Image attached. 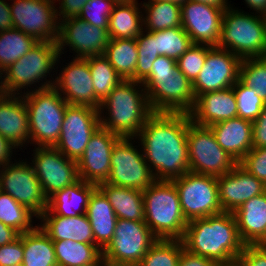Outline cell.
<instances>
[{
    "mask_svg": "<svg viewBox=\"0 0 266 266\" xmlns=\"http://www.w3.org/2000/svg\"><path fill=\"white\" fill-rule=\"evenodd\" d=\"M21 98L0 94V135L16 147L22 146L29 139L28 111Z\"/></svg>",
    "mask_w": 266,
    "mask_h": 266,
    "instance_id": "cell-26",
    "label": "cell"
},
{
    "mask_svg": "<svg viewBox=\"0 0 266 266\" xmlns=\"http://www.w3.org/2000/svg\"><path fill=\"white\" fill-rule=\"evenodd\" d=\"M185 249L216 264L239 258L242 242L233 213L222 212L188 221L182 239Z\"/></svg>",
    "mask_w": 266,
    "mask_h": 266,
    "instance_id": "cell-2",
    "label": "cell"
},
{
    "mask_svg": "<svg viewBox=\"0 0 266 266\" xmlns=\"http://www.w3.org/2000/svg\"><path fill=\"white\" fill-rule=\"evenodd\" d=\"M96 188L97 185L79 179L74 184L51 195L47 199V208L45 211H52L55 215L63 217H76L81 214H86L89 198ZM80 206L83 207L81 209L83 212H79Z\"/></svg>",
    "mask_w": 266,
    "mask_h": 266,
    "instance_id": "cell-29",
    "label": "cell"
},
{
    "mask_svg": "<svg viewBox=\"0 0 266 266\" xmlns=\"http://www.w3.org/2000/svg\"><path fill=\"white\" fill-rule=\"evenodd\" d=\"M220 205L224 212H235L244 202L266 192L265 184L239 163L217 178Z\"/></svg>",
    "mask_w": 266,
    "mask_h": 266,
    "instance_id": "cell-22",
    "label": "cell"
},
{
    "mask_svg": "<svg viewBox=\"0 0 266 266\" xmlns=\"http://www.w3.org/2000/svg\"><path fill=\"white\" fill-rule=\"evenodd\" d=\"M115 4L113 0H89L78 17L91 25L108 29L109 16Z\"/></svg>",
    "mask_w": 266,
    "mask_h": 266,
    "instance_id": "cell-45",
    "label": "cell"
},
{
    "mask_svg": "<svg viewBox=\"0 0 266 266\" xmlns=\"http://www.w3.org/2000/svg\"><path fill=\"white\" fill-rule=\"evenodd\" d=\"M131 138L122 137L111 152V171L106 183L144 191L156 179L144 155L132 146Z\"/></svg>",
    "mask_w": 266,
    "mask_h": 266,
    "instance_id": "cell-12",
    "label": "cell"
},
{
    "mask_svg": "<svg viewBox=\"0 0 266 266\" xmlns=\"http://www.w3.org/2000/svg\"><path fill=\"white\" fill-rule=\"evenodd\" d=\"M156 240L144 221L117 219L114 236L102 250V258L138 265Z\"/></svg>",
    "mask_w": 266,
    "mask_h": 266,
    "instance_id": "cell-13",
    "label": "cell"
},
{
    "mask_svg": "<svg viewBox=\"0 0 266 266\" xmlns=\"http://www.w3.org/2000/svg\"><path fill=\"white\" fill-rule=\"evenodd\" d=\"M239 259L244 266H266V244L245 245Z\"/></svg>",
    "mask_w": 266,
    "mask_h": 266,
    "instance_id": "cell-48",
    "label": "cell"
},
{
    "mask_svg": "<svg viewBox=\"0 0 266 266\" xmlns=\"http://www.w3.org/2000/svg\"><path fill=\"white\" fill-rule=\"evenodd\" d=\"M12 266H23L22 264L12 265Z\"/></svg>",
    "mask_w": 266,
    "mask_h": 266,
    "instance_id": "cell-62",
    "label": "cell"
},
{
    "mask_svg": "<svg viewBox=\"0 0 266 266\" xmlns=\"http://www.w3.org/2000/svg\"><path fill=\"white\" fill-rule=\"evenodd\" d=\"M101 266H138V265L131 263H118V262L108 261L107 259L102 258Z\"/></svg>",
    "mask_w": 266,
    "mask_h": 266,
    "instance_id": "cell-57",
    "label": "cell"
},
{
    "mask_svg": "<svg viewBox=\"0 0 266 266\" xmlns=\"http://www.w3.org/2000/svg\"><path fill=\"white\" fill-rule=\"evenodd\" d=\"M54 88L66 96L69 105L90 106L99 109L101 101L95 96L89 64L86 58H77L55 79Z\"/></svg>",
    "mask_w": 266,
    "mask_h": 266,
    "instance_id": "cell-21",
    "label": "cell"
},
{
    "mask_svg": "<svg viewBox=\"0 0 266 266\" xmlns=\"http://www.w3.org/2000/svg\"><path fill=\"white\" fill-rule=\"evenodd\" d=\"M217 266H244L239 258L217 264Z\"/></svg>",
    "mask_w": 266,
    "mask_h": 266,
    "instance_id": "cell-58",
    "label": "cell"
},
{
    "mask_svg": "<svg viewBox=\"0 0 266 266\" xmlns=\"http://www.w3.org/2000/svg\"><path fill=\"white\" fill-rule=\"evenodd\" d=\"M53 1L15 0L12 7L10 6L14 28L35 37L38 41L57 42L58 11L53 6Z\"/></svg>",
    "mask_w": 266,
    "mask_h": 266,
    "instance_id": "cell-14",
    "label": "cell"
},
{
    "mask_svg": "<svg viewBox=\"0 0 266 266\" xmlns=\"http://www.w3.org/2000/svg\"><path fill=\"white\" fill-rule=\"evenodd\" d=\"M115 3H124V2H129L133 0H113Z\"/></svg>",
    "mask_w": 266,
    "mask_h": 266,
    "instance_id": "cell-60",
    "label": "cell"
},
{
    "mask_svg": "<svg viewBox=\"0 0 266 266\" xmlns=\"http://www.w3.org/2000/svg\"><path fill=\"white\" fill-rule=\"evenodd\" d=\"M149 1H172V2L179 3L181 5L185 3L187 0H149Z\"/></svg>",
    "mask_w": 266,
    "mask_h": 266,
    "instance_id": "cell-59",
    "label": "cell"
},
{
    "mask_svg": "<svg viewBox=\"0 0 266 266\" xmlns=\"http://www.w3.org/2000/svg\"><path fill=\"white\" fill-rule=\"evenodd\" d=\"M140 82L122 80L101 102L99 111L107 107L110 118L100 117L101 127L120 137L138 136L141 128L154 113L145 92L140 94L134 87ZM102 118V119H101Z\"/></svg>",
    "mask_w": 266,
    "mask_h": 266,
    "instance_id": "cell-4",
    "label": "cell"
},
{
    "mask_svg": "<svg viewBox=\"0 0 266 266\" xmlns=\"http://www.w3.org/2000/svg\"><path fill=\"white\" fill-rule=\"evenodd\" d=\"M60 57L57 42L39 41L30 51L2 72L6 73L0 82L2 93L16 95L29 84L43 79Z\"/></svg>",
    "mask_w": 266,
    "mask_h": 266,
    "instance_id": "cell-10",
    "label": "cell"
},
{
    "mask_svg": "<svg viewBox=\"0 0 266 266\" xmlns=\"http://www.w3.org/2000/svg\"><path fill=\"white\" fill-rule=\"evenodd\" d=\"M39 217L45 221L40 228L52 241L72 240L95 244L91 223L86 214L63 217L55 215L52 211H44Z\"/></svg>",
    "mask_w": 266,
    "mask_h": 266,
    "instance_id": "cell-27",
    "label": "cell"
},
{
    "mask_svg": "<svg viewBox=\"0 0 266 266\" xmlns=\"http://www.w3.org/2000/svg\"><path fill=\"white\" fill-rule=\"evenodd\" d=\"M60 22L57 40L59 54L65 45L72 47L71 50H76L77 58L104 54L110 40L108 29L91 25L78 16Z\"/></svg>",
    "mask_w": 266,
    "mask_h": 266,
    "instance_id": "cell-19",
    "label": "cell"
},
{
    "mask_svg": "<svg viewBox=\"0 0 266 266\" xmlns=\"http://www.w3.org/2000/svg\"><path fill=\"white\" fill-rule=\"evenodd\" d=\"M138 59L135 70V81L142 82L151 71L153 62L157 59L158 52L155 46V31H148L146 36L143 30L136 38Z\"/></svg>",
    "mask_w": 266,
    "mask_h": 266,
    "instance_id": "cell-43",
    "label": "cell"
},
{
    "mask_svg": "<svg viewBox=\"0 0 266 266\" xmlns=\"http://www.w3.org/2000/svg\"><path fill=\"white\" fill-rule=\"evenodd\" d=\"M144 222L157 239L182 240L188 221L172 180H156L142 191Z\"/></svg>",
    "mask_w": 266,
    "mask_h": 266,
    "instance_id": "cell-5",
    "label": "cell"
},
{
    "mask_svg": "<svg viewBox=\"0 0 266 266\" xmlns=\"http://www.w3.org/2000/svg\"><path fill=\"white\" fill-rule=\"evenodd\" d=\"M23 249V266H58L53 241L39 226L23 233Z\"/></svg>",
    "mask_w": 266,
    "mask_h": 266,
    "instance_id": "cell-32",
    "label": "cell"
},
{
    "mask_svg": "<svg viewBox=\"0 0 266 266\" xmlns=\"http://www.w3.org/2000/svg\"><path fill=\"white\" fill-rule=\"evenodd\" d=\"M138 9L136 0L114 5L108 23L111 39L137 38L143 30L140 24L143 19Z\"/></svg>",
    "mask_w": 266,
    "mask_h": 266,
    "instance_id": "cell-31",
    "label": "cell"
},
{
    "mask_svg": "<svg viewBox=\"0 0 266 266\" xmlns=\"http://www.w3.org/2000/svg\"><path fill=\"white\" fill-rule=\"evenodd\" d=\"M189 115L195 124L208 127L237 117L233 87L199 95Z\"/></svg>",
    "mask_w": 266,
    "mask_h": 266,
    "instance_id": "cell-23",
    "label": "cell"
},
{
    "mask_svg": "<svg viewBox=\"0 0 266 266\" xmlns=\"http://www.w3.org/2000/svg\"><path fill=\"white\" fill-rule=\"evenodd\" d=\"M241 61L231 51L212 46L207 52L204 66L192 82L195 98L232 87L239 80Z\"/></svg>",
    "mask_w": 266,
    "mask_h": 266,
    "instance_id": "cell-15",
    "label": "cell"
},
{
    "mask_svg": "<svg viewBox=\"0 0 266 266\" xmlns=\"http://www.w3.org/2000/svg\"><path fill=\"white\" fill-rule=\"evenodd\" d=\"M192 45L191 38L182 27L155 31L156 52L160 56L177 60Z\"/></svg>",
    "mask_w": 266,
    "mask_h": 266,
    "instance_id": "cell-39",
    "label": "cell"
},
{
    "mask_svg": "<svg viewBox=\"0 0 266 266\" xmlns=\"http://www.w3.org/2000/svg\"><path fill=\"white\" fill-rule=\"evenodd\" d=\"M217 47L232 51L241 59L266 57L265 16L246 15L227 7Z\"/></svg>",
    "mask_w": 266,
    "mask_h": 266,
    "instance_id": "cell-7",
    "label": "cell"
},
{
    "mask_svg": "<svg viewBox=\"0 0 266 266\" xmlns=\"http://www.w3.org/2000/svg\"><path fill=\"white\" fill-rule=\"evenodd\" d=\"M14 28L10 5L0 0V32Z\"/></svg>",
    "mask_w": 266,
    "mask_h": 266,
    "instance_id": "cell-52",
    "label": "cell"
},
{
    "mask_svg": "<svg viewBox=\"0 0 266 266\" xmlns=\"http://www.w3.org/2000/svg\"><path fill=\"white\" fill-rule=\"evenodd\" d=\"M86 216L91 223L94 242L103 250L114 236L118 218L108 198L98 187L89 198Z\"/></svg>",
    "mask_w": 266,
    "mask_h": 266,
    "instance_id": "cell-28",
    "label": "cell"
},
{
    "mask_svg": "<svg viewBox=\"0 0 266 266\" xmlns=\"http://www.w3.org/2000/svg\"><path fill=\"white\" fill-rule=\"evenodd\" d=\"M86 59L90 68L95 96L102 102L123 79L103 55L89 56Z\"/></svg>",
    "mask_w": 266,
    "mask_h": 266,
    "instance_id": "cell-37",
    "label": "cell"
},
{
    "mask_svg": "<svg viewBox=\"0 0 266 266\" xmlns=\"http://www.w3.org/2000/svg\"><path fill=\"white\" fill-rule=\"evenodd\" d=\"M188 113L154 112L139 132L144 158L156 180H172L190 171L187 143Z\"/></svg>",
    "mask_w": 266,
    "mask_h": 266,
    "instance_id": "cell-1",
    "label": "cell"
},
{
    "mask_svg": "<svg viewBox=\"0 0 266 266\" xmlns=\"http://www.w3.org/2000/svg\"><path fill=\"white\" fill-rule=\"evenodd\" d=\"M47 82L23 97L28 111L29 138L39 147H54L58 143L69 105L53 87L54 81Z\"/></svg>",
    "mask_w": 266,
    "mask_h": 266,
    "instance_id": "cell-6",
    "label": "cell"
},
{
    "mask_svg": "<svg viewBox=\"0 0 266 266\" xmlns=\"http://www.w3.org/2000/svg\"><path fill=\"white\" fill-rule=\"evenodd\" d=\"M250 8L255 9L260 15H266V0H245Z\"/></svg>",
    "mask_w": 266,
    "mask_h": 266,
    "instance_id": "cell-55",
    "label": "cell"
},
{
    "mask_svg": "<svg viewBox=\"0 0 266 266\" xmlns=\"http://www.w3.org/2000/svg\"><path fill=\"white\" fill-rule=\"evenodd\" d=\"M184 248L182 240L157 239L138 266H178Z\"/></svg>",
    "mask_w": 266,
    "mask_h": 266,
    "instance_id": "cell-40",
    "label": "cell"
},
{
    "mask_svg": "<svg viewBox=\"0 0 266 266\" xmlns=\"http://www.w3.org/2000/svg\"><path fill=\"white\" fill-rule=\"evenodd\" d=\"M172 181L187 221L224 212L219 201L216 177L189 171Z\"/></svg>",
    "mask_w": 266,
    "mask_h": 266,
    "instance_id": "cell-9",
    "label": "cell"
},
{
    "mask_svg": "<svg viewBox=\"0 0 266 266\" xmlns=\"http://www.w3.org/2000/svg\"><path fill=\"white\" fill-rule=\"evenodd\" d=\"M108 198L118 219L144 221V197L140 190L110 183L97 186Z\"/></svg>",
    "mask_w": 266,
    "mask_h": 266,
    "instance_id": "cell-30",
    "label": "cell"
},
{
    "mask_svg": "<svg viewBox=\"0 0 266 266\" xmlns=\"http://www.w3.org/2000/svg\"><path fill=\"white\" fill-rule=\"evenodd\" d=\"M232 87L237 100L238 117L254 122L264 108L265 102L252 87L240 79Z\"/></svg>",
    "mask_w": 266,
    "mask_h": 266,
    "instance_id": "cell-42",
    "label": "cell"
},
{
    "mask_svg": "<svg viewBox=\"0 0 266 266\" xmlns=\"http://www.w3.org/2000/svg\"><path fill=\"white\" fill-rule=\"evenodd\" d=\"M192 1L212 4V5H215L217 7H228L226 4L227 0H192Z\"/></svg>",
    "mask_w": 266,
    "mask_h": 266,
    "instance_id": "cell-56",
    "label": "cell"
},
{
    "mask_svg": "<svg viewBox=\"0 0 266 266\" xmlns=\"http://www.w3.org/2000/svg\"><path fill=\"white\" fill-rule=\"evenodd\" d=\"M12 148L14 149L15 146L6 138L0 135V166H6L7 164H9Z\"/></svg>",
    "mask_w": 266,
    "mask_h": 266,
    "instance_id": "cell-54",
    "label": "cell"
},
{
    "mask_svg": "<svg viewBox=\"0 0 266 266\" xmlns=\"http://www.w3.org/2000/svg\"><path fill=\"white\" fill-rule=\"evenodd\" d=\"M141 83L153 112L189 114L194 108L192 83L177 68L173 58L158 56L150 74Z\"/></svg>",
    "mask_w": 266,
    "mask_h": 266,
    "instance_id": "cell-3",
    "label": "cell"
},
{
    "mask_svg": "<svg viewBox=\"0 0 266 266\" xmlns=\"http://www.w3.org/2000/svg\"><path fill=\"white\" fill-rule=\"evenodd\" d=\"M217 143L237 163L252 149V122L234 117L209 126Z\"/></svg>",
    "mask_w": 266,
    "mask_h": 266,
    "instance_id": "cell-25",
    "label": "cell"
},
{
    "mask_svg": "<svg viewBox=\"0 0 266 266\" xmlns=\"http://www.w3.org/2000/svg\"><path fill=\"white\" fill-rule=\"evenodd\" d=\"M239 79L266 103V57L242 59Z\"/></svg>",
    "mask_w": 266,
    "mask_h": 266,
    "instance_id": "cell-41",
    "label": "cell"
},
{
    "mask_svg": "<svg viewBox=\"0 0 266 266\" xmlns=\"http://www.w3.org/2000/svg\"><path fill=\"white\" fill-rule=\"evenodd\" d=\"M89 0H62L61 8L59 16H63V19H67L70 17H77L83 10L84 4H86Z\"/></svg>",
    "mask_w": 266,
    "mask_h": 266,
    "instance_id": "cell-51",
    "label": "cell"
},
{
    "mask_svg": "<svg viewBox=\"0 0 266 266\" xmlns=\"http://www.w3.org/2000/svg\"><path fill=\"white\" fill-rule=\"evenodd\" d=\"M39 41L19 29L0 32V74L9 65L26 55Z\"/></svg>",
    "mask_w": 266,
    "mask_h": 266,
    "instance_id": "cell-35",
    "label": "cell"
},
{
    "mask_svg": "<svg viewBox=\"0 0 266 266\" xmlns=\"http://www.w3.org/2000/svg\"><path fill=\"white\" fill-rule=\"evenodd\" d=\"M143 6L148 11V15L143 19V22H145L143 24L146 25L148 31L181 27L182 14L179 3L172 1H150L144 3Z\"/></svg>",
    "mask_w": 266,
    "mask_h": 266,
    "instance_id": "cell-36",
    "label": "cell"
},
{
    "mask_svg": "<svg viewBox=\"0 0 266 266\" xmlns=\"http://www.w3.org/2000/svg\"><path fill=\"white\" fill-rule=\"evenodd\" d=\"M212 46L193 44L182 56L176 60L177 68L192 83L204 66L208 50Z\"/></svg>",
    "mask_w": 266,
    "mask_h": 266,
    "instance_id": "cell-44",
    "label": "cell"
},
{
    "mask_svg": "<svg viewBox=\"0 0 266 266\" xmlns=\"http://www.w3.org/2000/svg\"><path fill=\"white\" fill-rule=\"evenodd\" d=\"M187 143L191 172L220 177L231 171L238 163L217 143L208 126L188 124Z\"/></svg>",
    "mask_w": 266,
    "mask_h": 266,
    "instance_id": "cell-8",
    "label": "cell"
},
{
    "mask_svg": "<svg viewBox=\"0 0 266 266\" xmlns=\"http://www.w3.org/2000/svg\"><path fill=\"white\" fill-rule=\"evenodd\" d=\"M226 8L187 0L181 4V27L187 32L193 44L217 46Z\"/></svg>",
    "mask_w": 266,
    "mask_h": 266,
    "instance_id": "cell-18",
    "label": "cell"
},
{
    "mask_svg": "<svg viewBox=\"0 0 266 266\" xmlns=\"http://www.w3.org/2000/svg\"><path fill=\"white\" fill-rule=\"evenodd\" d=\"M178 266H217V264L213 260L193 254L184 248Z\"/></svg>",
    "mask_w": 266,
    "mask_h": 266,
    "instance_id": "cell-50",
    "label": "cell"
},
{
    "mask_svg": "<svg viewBox=\"0 0 266 266\" xmlns=\"http://www.w3.org/2000/svg\"><path fill=\"white\" fill-rule=\"evenodd\" d=\"M99 109L90 106L68 105L65 109L61 134L54 146L70 160L78 161L91 136L101 126Z\"/></svg>",
    "mask_w": 266,
    "mask_h": 266,
    "instance_id": "cell-11",
    "label": "cell"
},
{
    "mask_svg": "<svg viewBox=\"0 0 266 266\" xmlns=\"http://www.w3.org/2000/svg\"><path fill=\"white\" fill-rule=\"evenodd\" d=\"M32 215L35 214L7 193L0 192V221L20 234L32 231Z\"/></svg>",
    "mask_w": 266,
    "mask_h": 266,
    "instance_id": "cell-38",
    "label": "cell"
},
{
    "mask_svg": "<svg viewBox=\"0 0 266 266\" xmlns=\"http://www.w3.org/2000/svg\"><path fill=\"white\" fill-rule=\"evenodd\" d=\"M23 253V234H20L14 241L0 246V266L22 264Z\"/></svg>",
    "mask_w": 266,
    "mask_h": 266,
    "instance_id": "cell-47",
    "label": "cell"
},
{
    "mask_svg": "<svg viewBox=\"0 0 266 266\" xmlns=\"http://www.w3.org/2000/svg\"><path fill=\"white\" fill-rule=\"evenodd\" d=\"M103 56L110 62L123 80L135 81L138 59L136 38H110Z\"/></svg>",
    "mask_w": 266,
    "mask_h": 266,
    "instance_id": "cell-34",
    "label": "cell"
},
{
    "mask_svg": "<svg viewBox=\"0 0 266 266\" xmlns=\"http://www.w3.org/2000/svg\"><path fill=\"white\" fill-rule=\"evenodd\" d=\"M239 164L264 184L266 183V147L252 148Z\"/></svg>",
    "mask_w": 266,
    "mask_h": 266,
    "instance_id": "cell-46",
    "label": "cell"
},
{
    "mask_svg": "<svg viewBox=\"0 0 266 266\" xmlns=\"http://www.w3.org/2000/svg\"><path fill=\"white\" fill-rule=\"evenodd\" d=\"M19 236L20 233L18 231L0 221V246L7 245Z\"/></svg>",
    "mask_w": 266,
    "mask_h": 266,
    "instance_id": "cell-53",
    "label": "cell"
},
{
    "mask_svg": "<svg viewBox=\"0 0 266 266\" xmlns=\"http://www.w3.org/2000/svg\"><path fill=\"white\" fill-rule=\"evenodd\" d=\"M3 168L5 170L0 173L1 191L26 206L39 218L47 208V198L43 194L34 167L20 162L16 165L7 164Z\"/></svg>",
    "mask_w": 266,
    "mask_h": 266,
    "instance_id": "cell-16",
    "label": "cell"
},
{
    "mask_svg": "<svg viewBox=\"0 0 266 266\" xmlns=\"http://www.w3.org/2000/svg\"><path fill=\"white\" fill-rule=\"evenodd\" d=\"M58 266L102 265V250L97 244L72 240L53 241Z\"/></svg>",
    "mask_w": 266,
    "mask_h": 266,
    "instance_id": "cell-33",
    "label": "cell"
},
{
    "mask_svg": "<svg viewBox=\"0 0 266 266\" xmlns=\"http://www.w3.org/2000/svg\"><path fill=\"white\" fill-rule=\"evenodd\" d=\"M121 138L100 126L77 161L79 179L97 186L106 182L111 171V152Z\"/></svg>",
    "mask_w": 266,
    "mask_h": 266,
    "instance_id": "cell-20",
    "label": "cell"
},
{
    "mask_svg": "<svg viewBox=\"0 0 266 266\" xmlns=\"http://www.w3.org/2000/svg\"><path fill=\"white\" fill-rule=\"evenodd\" d=\"M35 151L33 167L47 199L79 180L76 161L68 159L54 147H38Z\"/></svg>",
    "mask_w": 266,
    "mask_h": 266,
    "instance_id": "cell-17",
    "label": "cell"
},
{
    "mask_svg": "<svg viewBox=\"0 0 266 266\" xmlns=\"http://www.w3.org/2000/svg\"><path fill=\"white\" fill-rule=\"evenodd\" d=\"M233 214L245 245L266 244V192L244 202Z\"/></svg>",
    "mask_w": 266,
    "mask_h": 266,
    "instance_id": "cell-24",
    "label": "cell"
},
{
    "mask_svg": "<svg viewBox=\"0 0 266 266\" xmlns=\"http://www.w3.org/2000/svg\"><path fill=\"white\" fill-rule=\"evenodd\" d=\"M0 77L2 78V76H1V75H0ZM1 78H0V79H1ZM1 93H2V90H1V85H0V94H1Z\"/></svg>",
    "mask_w": 266,
    "mask_h": 266,
    "instance_id": "cell-61",
    "label": "cell"
},
{
    "mask_svg": "<svg viewBox=\"0 0 266 266\" xmlns=\"http://www.w3.org/2000/svg\"><path fill=\"white\" fill-rule=\"evenodd\" d=\"M252 148L266 147V103L258 118L252 122Z\"/></svg>",
    "mask_w": 266,
    "mask_h": 266,
    "instance_id": "cell-49",
    "label": "cell"
}]
</instances>
